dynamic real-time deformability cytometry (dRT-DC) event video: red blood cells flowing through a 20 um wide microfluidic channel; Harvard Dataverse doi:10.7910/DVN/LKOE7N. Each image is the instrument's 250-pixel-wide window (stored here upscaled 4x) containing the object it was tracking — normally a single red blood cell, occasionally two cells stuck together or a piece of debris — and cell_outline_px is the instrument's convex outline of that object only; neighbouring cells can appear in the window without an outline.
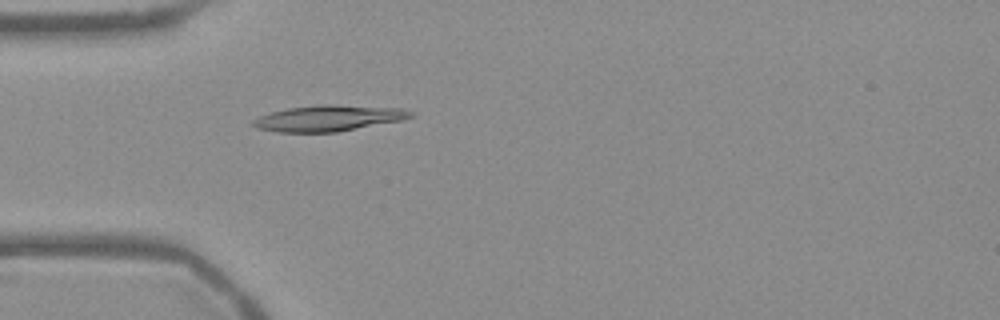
{"species": "Egyptian fruit bat (a non-hibernating species)", "species_latin": "Rousettus aegyptiacus", "temperature_condition": "warm", "stored_images_in_passage": 53, "camera_frame_rate_fps": 3000, "um_per_image_px": 0.085, "frame": {"image": 1, "passage_image": 15, "time_ms": 4.667, "image_size_px": [1000, 320], "cell_outline_px": [[416, 116], [404, 120], [336, 132], [276, 132], [256, 128], [252, 124], [252, 120], [260, 116], [272, 112], [288, 108], [324, 104], [332, 104], [404, 108], [412, 112]], "centroid_in_image_um": [27.98, 10.04], "position_along_channel_um": 57.0, "area_um2": 23.99}}
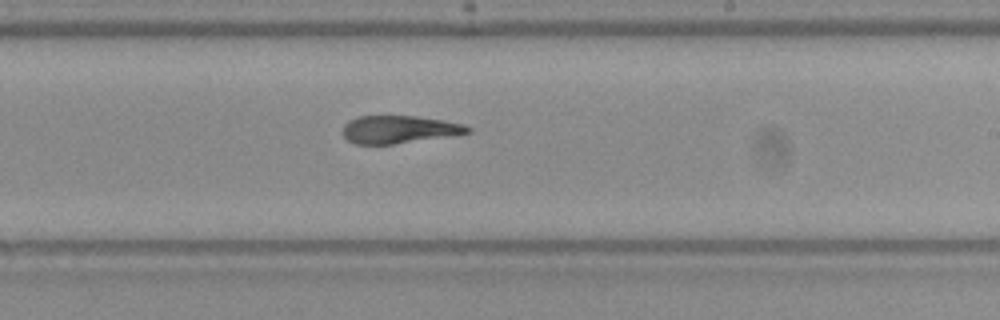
{"frame": {"image": 2, "passage_image": 31, "time_ms": 10.0, "image_size_px": [1000, 320], "cell_outline_px": [[472, 132], [456, 136], [392, 144], [356, 144], [348, 140], [344, 136], [344, 124], [348, 120], [360, 116], [416, 116], [444, 120], [464, 124], [472, 128]], "centroid_in_image_um": [34.0, 11.0], "position_along_channel_um": 255.0, "area_um2": 20.4}}
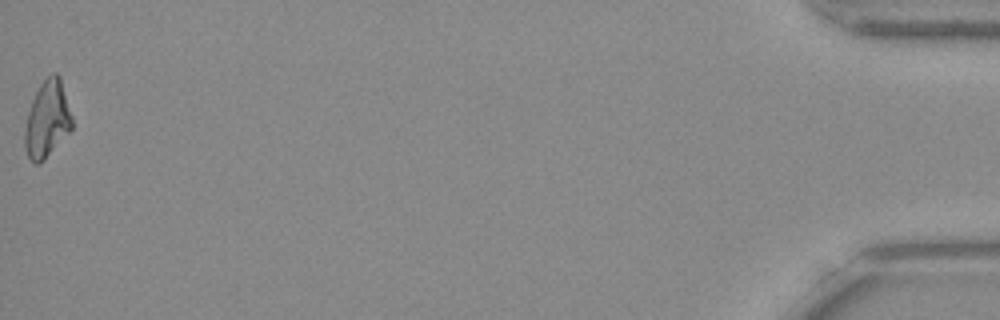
{"frame": {"image": 3, "passage_image": 53, "time_ms": 17.333, "image_size_px": [1000, 320], "cell_outline_px": [[72, 128], [44, 160], [36, 164], [28, 156], [24, 148], [24, 132], [28, 112], [32, 100], [40, 84], [52, 72], [56, 72], [60, 76], [72, 116]], "centroid_in_image_um": [4.01, 10.12], "position_along_channel_um": 431.2, "area_um2": 20.92}, "authors_computed_cell_mechanics": {"area_um2": 21.5594, "velocity_mm_per_s": 3.7806, "shape_relaxation_time_tau1_ms": null, "shape_relaxation_time_tau2_ms": 3.1542, "deformation_change_tau1": null, "deformation_change_tau2": 0.1084}}